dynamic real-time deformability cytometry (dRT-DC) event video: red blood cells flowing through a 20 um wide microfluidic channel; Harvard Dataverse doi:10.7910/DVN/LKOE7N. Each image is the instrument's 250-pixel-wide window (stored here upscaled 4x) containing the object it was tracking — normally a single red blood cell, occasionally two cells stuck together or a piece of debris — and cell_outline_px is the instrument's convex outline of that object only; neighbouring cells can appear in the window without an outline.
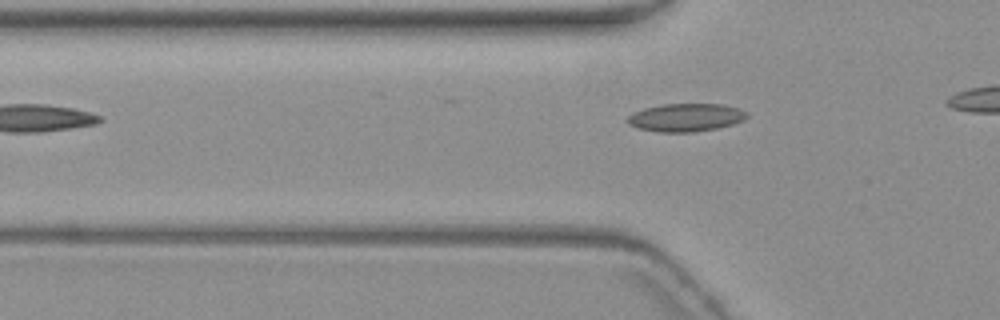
{"species": "common noctule bat (a hibernating species)", "species_latin": "Nyctalus noctula", "temperature_condition": "warm", "stored_images_in_passage": 4, "camera_frame_rate_fps": 3000, "um_per_image_px": 0.085, "animal": {"sex": "female", "body_mass_g": 19.3, "forearm_length_mm": 54.1}, "frame": {"image": 1, "passage_image": 4, "time_ms": 4.667, "image_size_px": [1000, 320], "cell_outline_px": [[748, 116], [744, 120], [732, 124], [716, 128], [692, 132], [660, 132], [640, 128], [628, 124], [628, 116], [632, 112], [644, 108], [664, 104], [724, 104], [740, 108], [748, 112]], "centroid_in_image_um": [58.32, 9.97], "position_along_channel_um": 67.5, "area_um2": 19.48}}